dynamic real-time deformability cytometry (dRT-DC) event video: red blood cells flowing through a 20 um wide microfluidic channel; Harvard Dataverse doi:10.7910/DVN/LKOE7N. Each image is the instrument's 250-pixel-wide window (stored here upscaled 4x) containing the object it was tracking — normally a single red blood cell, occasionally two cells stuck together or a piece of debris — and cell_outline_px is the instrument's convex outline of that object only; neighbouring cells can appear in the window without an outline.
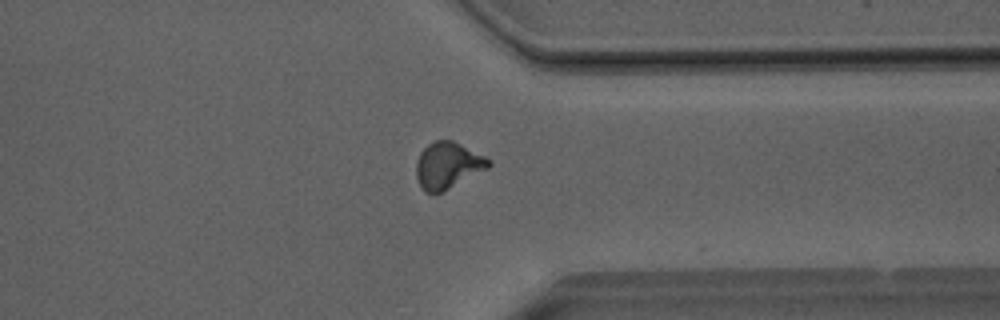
{"species": "Egyptian fruit bat (a non-hibernating species)", "species_latin": "Rousettus aegyptiacus", "temperature_condition": "room temperature", "stored_images_in_passage": 39, "camera_frame_rate_fps": 3000, "um_per_image_px": 0.085, "animal": {"sex": "male"}, "frame": {"image": 1, "passage_image": 38, "time_ms": 12.333, "image_size_px": [1000, 320], "cell_outline_px": [[492, 164], [488, 168], [440, 192], [424, 192], [416, 176], [416, 160], [420, 152], [428, 144], [436, 140], [452, 140], [492, 160]], "centroid_in_image_um": [38.05, 14.03], "position_along_channel_um": 373.4, "area_um2": 19.25}}